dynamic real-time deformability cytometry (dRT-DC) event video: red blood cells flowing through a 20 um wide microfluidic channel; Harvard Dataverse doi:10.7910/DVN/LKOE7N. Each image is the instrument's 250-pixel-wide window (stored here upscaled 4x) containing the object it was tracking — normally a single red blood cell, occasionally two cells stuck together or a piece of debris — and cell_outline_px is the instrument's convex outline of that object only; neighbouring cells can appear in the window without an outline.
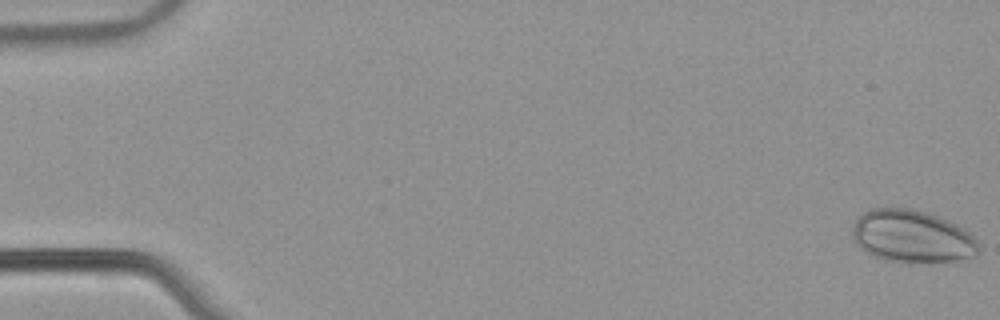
{"species": "common noctule bat (a hibernating species)", "species_latin": "Nyctalus noctula", "temperature_condition": "warm", "stored_images_in_passage": 54, "camera_frame_rate_fps": 3000, "um_per_image_px": 0.085, "animal": {"sex": "male", "body_mass_g": 21.5, "forearm_length_mm": 52.0}, "frame": {"image": 1, "passage_image": 1, "time_ms": 0.0, "image_size_px": [1000, 320], "cell_outline_px": [[980, 252], [976, 256], [964, 260], [912, 264], [904, 264], [884, 260], [872, 256], [860, 248], [852, 240], [852, 232], [856, 220], [868, 208], [908, 208], [924, 212], [948, 220], [968, 232], [976, 240], [980, 248]], "centroid_in_image_um": [77.52, 20.14], "position_along_channel_um": 7.5, "area_um2": 39.3}}
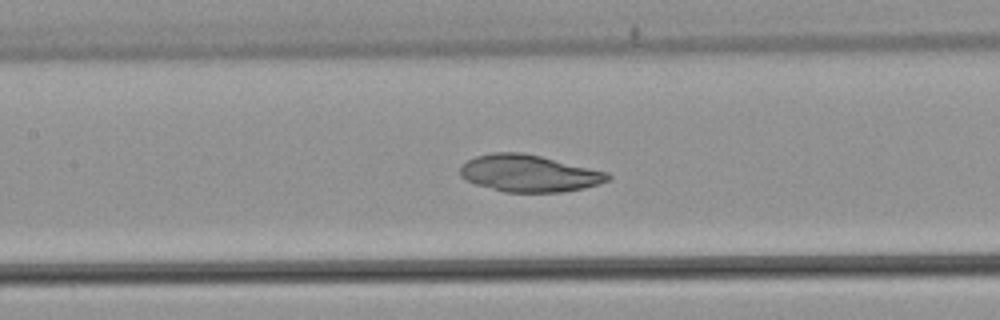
{"frame": {"image": 2, "passage_image": 26, "time_ms": 8.333, "image_size_px": [1000, 320], "cell_outline_px": [[612, 176], [608, 180], [584, 188], [560, 192], [504, 192], [476, 184], [464, 180], [460, 176], [460, 164], [476, 156], [492, 152], [524, 152], [608, 172]], "centroid_in_image_um": [44.92, 14.73], "position_along_channel_um": 162.5, "area_um2": 31.85}}
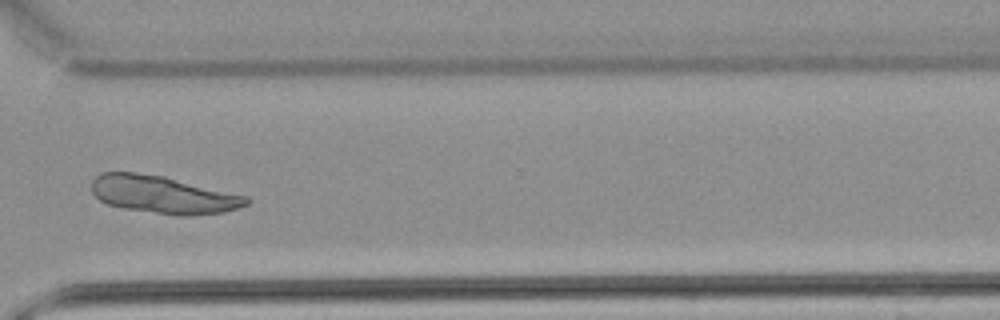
{"frame": {"image": 3, "passage_image": 41, "time_ms": 13.333, "image_size_px": [1000, 320], "cell_outline_px": [[252, 200], [248, 204], [224, 212], [188, 216], [176, 216], [124, 208], [108, 204], [100, 200], [92, 192], [92, 180], [100, 172], [136, 172], [164, 176], [248, 196]], "centroid_in_image_um": [13.88, 16.54], "position_along_channel_um": 356.7, "area_um2": 34.04}}